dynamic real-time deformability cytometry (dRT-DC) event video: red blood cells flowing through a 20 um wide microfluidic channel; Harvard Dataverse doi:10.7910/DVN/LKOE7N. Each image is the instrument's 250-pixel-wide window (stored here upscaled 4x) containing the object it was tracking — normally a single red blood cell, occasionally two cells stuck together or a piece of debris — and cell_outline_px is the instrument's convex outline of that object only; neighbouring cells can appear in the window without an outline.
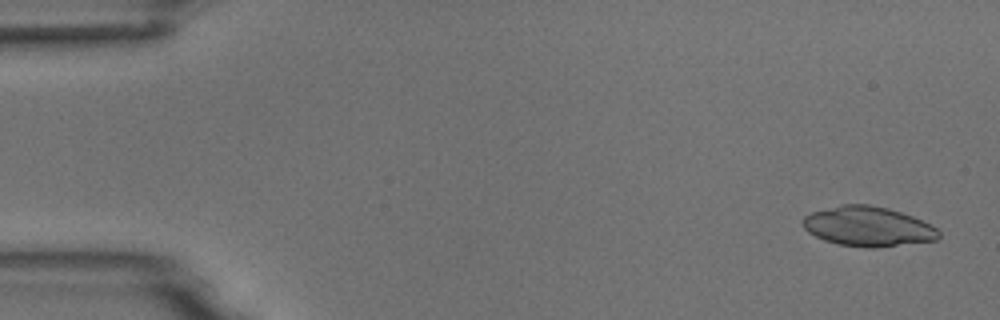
{"species": "common noctule bat (a hibernating species)", "species_latin": "Nyctalus noctula", "temperature_condition": "room temperature", "stored_images_in_passage": 53, "camera_frame_rate_fps": 3000, "um_per_image_px": 0.085, "animal": {"sex": "male", "body_mass_g": 18.8}, "frame": {"image": 1, "passage_image": 2, "time_ms": 0.333, "image_size_px": [1000, 320], "cell_outline_px": [[940, 236], [936, 240], [876, 248], [864, 248], [836, 244], [824, 240], [808, 232], [800, 224], [804, 216], [812, 212], [840, 204], [868, 204], [888, 208], [912, 216], [936, 228], [940, 232]], "centroid_in_image_um": [73.73, 19.25], "position_along_channel_um": 11.3, "area_um2": 31.62}}